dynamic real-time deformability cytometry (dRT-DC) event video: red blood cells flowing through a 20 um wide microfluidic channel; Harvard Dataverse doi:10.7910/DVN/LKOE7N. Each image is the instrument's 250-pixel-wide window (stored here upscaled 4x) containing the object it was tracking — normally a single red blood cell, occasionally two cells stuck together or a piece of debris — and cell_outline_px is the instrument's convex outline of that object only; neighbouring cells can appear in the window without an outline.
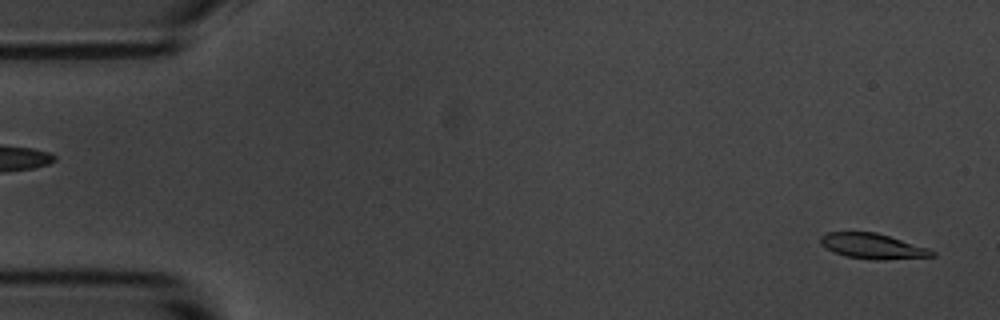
{"species": "common noctule bat (a hibernating species)", "species_latin": "Nyctalus noctula", "temperature_condition": "room temperature", "stored_images_in_passage": 5, "segment_of_instrument_passage": [2, 2], "camera_frame_rate_fps": 3000, "um_per_image_px": 0.085, "animal": {"sex": "male", "body_mass_g": 20.1, "forearm_length_mm": 53.5}, "frame": {"image": 1, "passage_image": 5, "time_ms": 5.0, "image_size_px": [1000, 320], "cell_outline_px": [[936, 256], [884, 260], [876, 260], [848, 256], [836, 252], [820, 244], [820, 236], [828, 232], [876, 232], [928, 248], [936, 252]], "centroid_in_image_um": [74.21, 20.92], "position_along_channel_um": 10.8, "area_um2": 16.24}}